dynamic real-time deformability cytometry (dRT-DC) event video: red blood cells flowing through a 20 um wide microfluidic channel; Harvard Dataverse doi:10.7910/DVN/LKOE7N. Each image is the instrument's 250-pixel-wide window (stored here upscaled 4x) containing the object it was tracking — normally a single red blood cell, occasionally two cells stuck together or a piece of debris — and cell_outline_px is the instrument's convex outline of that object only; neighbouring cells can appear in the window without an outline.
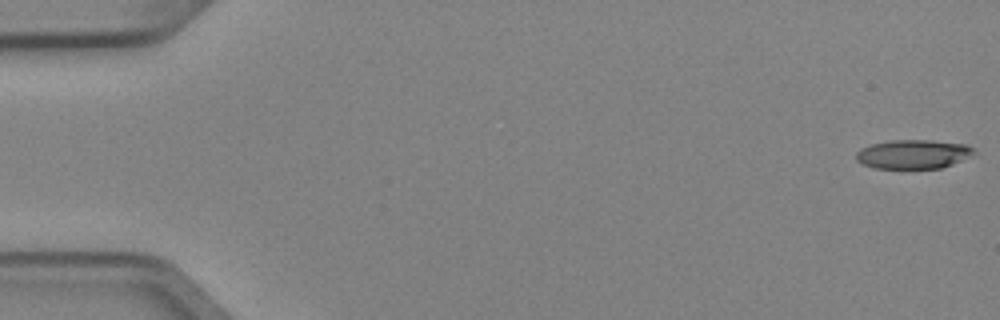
{"species": "Egyptian fruit bat (a non-hibernating species)", "species_latin": "Rousettus aegyptiacus", "temperature_condition": "cold", "stored_images_in_passage": 5, "camera_frame_rate_fps": 3000, "um_per_image_px": 0.085, "animal": {"sex": "female"}, "frame": {"image": 1, "passage_image": 1, "time_ms": 0.0, "image_size_px": [1000, 320], "cell_outline_px": [[972, 152], [960, 160], [952, 164], [940, 168], [872, 168], [856, 160], [856, 152], [860, 148], [872, 144], [892, 140], [932, 140], [968, 144], [972, 148]], "centroid_in_image_um": [77.56, 13.09], "position_along_channel_um": 7.4, "area_um2": 19.65}}
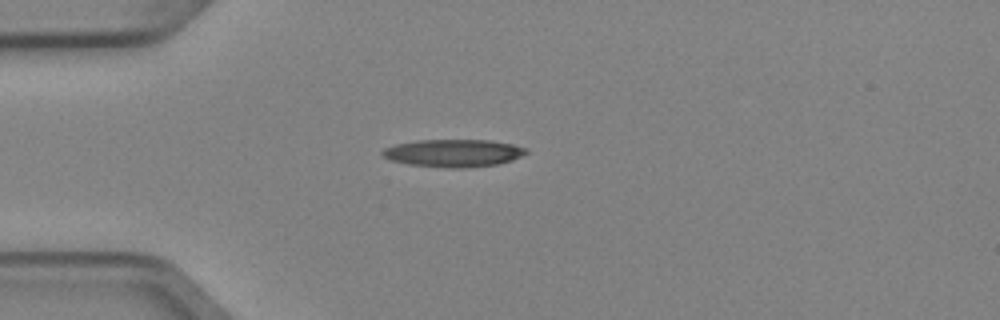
{"frame": {"image": 2, "passage_image": 4, "time_ms": 1.0, "image_size_px": [1000, 320], "cell_outline_px": [[528, 152], [512, 160], [496, 164], [468, 168], [444, 168], [408, 164], [392, 160], [384, 156], [380, 152], [384, 148], [396, 144], [416, 140], [488, 140], [512, 144], [528, 148]], "centroid_in_image_um": [38.54, 13.01], "position_along_channel_um": 46.5, "area_um2": 23.12}}